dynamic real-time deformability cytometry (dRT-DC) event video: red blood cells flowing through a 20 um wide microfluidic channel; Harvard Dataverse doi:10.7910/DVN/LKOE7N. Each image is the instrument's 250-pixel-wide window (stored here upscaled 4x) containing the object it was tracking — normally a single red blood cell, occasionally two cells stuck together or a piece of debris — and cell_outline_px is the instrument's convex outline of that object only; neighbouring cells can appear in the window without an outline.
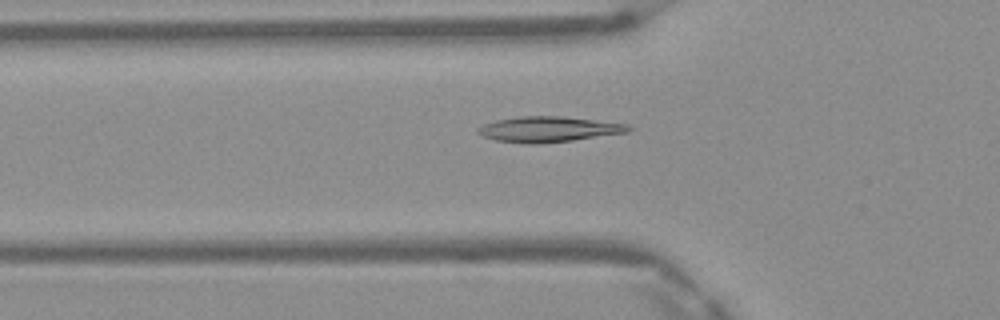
{"species": "Egyptian fruit bat (a non-hibernating species)", "species_latin": "Rousettus aegyptiacus", "temperature_condition": "warm", "stored_images_in_passage": 46, "camera_frame_rate_fps": 3000, "um_per_image_px": 0.085, "frame": {"image": 1, "passage_image": 14, "time_ms": 4.333, "image_size_px": [1000, 320], "cell_outline_px": [[632, 128], [628, 132], [572, 140], [532, 144], [496, 140], [484, 136], [476, 132], [476, 128], [484, 124], [496, 120], [520, 116], [564, 116], [628, 124]], "centroid_in_image_um": [46.62, 10.97], "position_along_channel_um": 79.2, "area_um2": 22.14}}
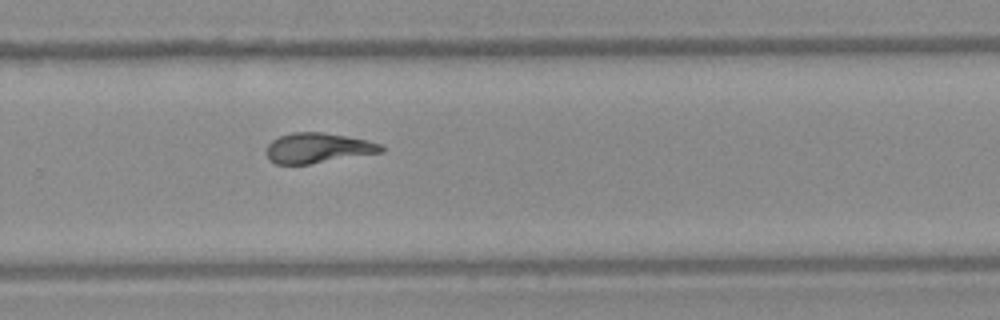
{"frame": {"image": 2, "passage_image": 30, "time_ms": 9.667, "image_size_px": [1000, 320], "cell_outline_px": [[384, 152], [308, 164], [276, 164], [268, 160], [268, 144], [272, 140], [280, 136], [292, 132], [320, 132], [344, 136], [384, 144]], "centroid_in_image_um": [27.03, 12.58], "position_along_channel_um": 302.8, "area_um2": 19.94}}
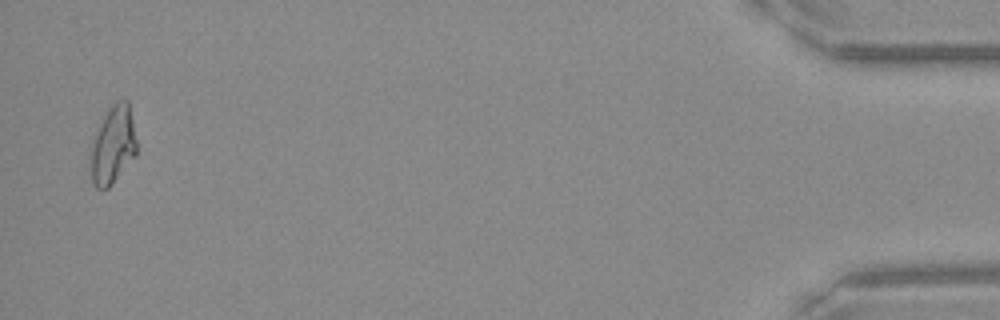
{"frame": {"image": 3, "passage_image": 45, "time_ms": 14.667, "image_size_px": [1000, 320], "cell_outline_px": [[136, 156], [112, 184], [108, 188], [96, 188], [92, 180], [88, 152], [92, 136], [96, 124], [112, 104], [116, 100], [128, 100], [136, 140]], "centroid_in_image_um": [9.54, 12.31], "position_along_channel_um": 425.7, "area_um2": 21.62}, "authors_computed_cell_mechanics": {"area_um2": 20.6346, "velocity_mm_per_s": 4.1777, "shape_relaxation_time_tau1_ms": 6.8853, "shape_relaxation_time_tau2_ms": 2.6188, "deformation_change_tau1": 0.2272, "deformation_change_tau2": 0.0935}}